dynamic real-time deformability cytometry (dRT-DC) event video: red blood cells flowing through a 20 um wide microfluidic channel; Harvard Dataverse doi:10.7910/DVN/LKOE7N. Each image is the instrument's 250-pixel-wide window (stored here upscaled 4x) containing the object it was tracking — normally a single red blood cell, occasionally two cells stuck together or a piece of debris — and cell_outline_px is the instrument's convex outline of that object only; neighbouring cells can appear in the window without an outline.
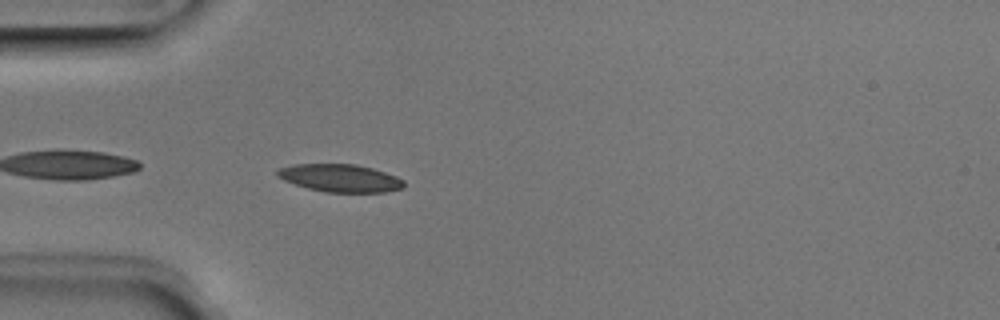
{"species": "Egyptian fruit bat (a non-hibernating species)", "species_latin": "Rousettus aegyptiacus", "temperature_condition": "room temperature", "stored_images_in_passage": 38, "camera_frame_rate_fps": 3000, "um_per_image_px": 0.085, "animal": {"sex": "male"}, "frame": {"image": 1, "passage_image": 2, "time_ms": 0.333, "image_size_px": [1000, 320], "cell_outline_px": [[404, 188], [388, 192], [324, 192], [308, 188], [284, 180], [276, 176], [276, 168], [292, 164], [356, 164], [372, 168], [396, 176], [404, 180]], "centroid_in_image_um": [28.9, 15.13], "position_along_channel_um": 56.1, "area_um2": 20.58}}
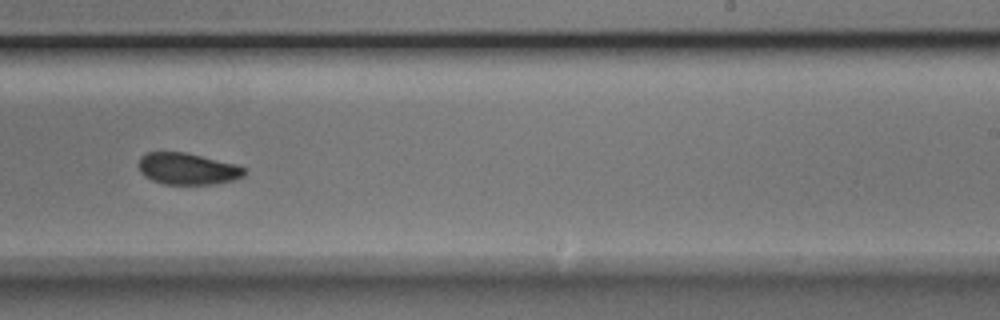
{"frame": {"image": 2, "passage_image": 19, "time_ms": 6.0, "image_size_px": [1000, 320], "cell_outline_px": [[244, 176], [232, 180], [212, 184], [164, 184], [152, 180], [144, 176], [140, 172], [136, 164], [140, 156], [148, 152], [184, 152], [236, 164], [244, 168]], "centroid_in_image_um": [15.87, 14.34], "position_along_channel_um": 273.1, "area_um2": 19.48}}
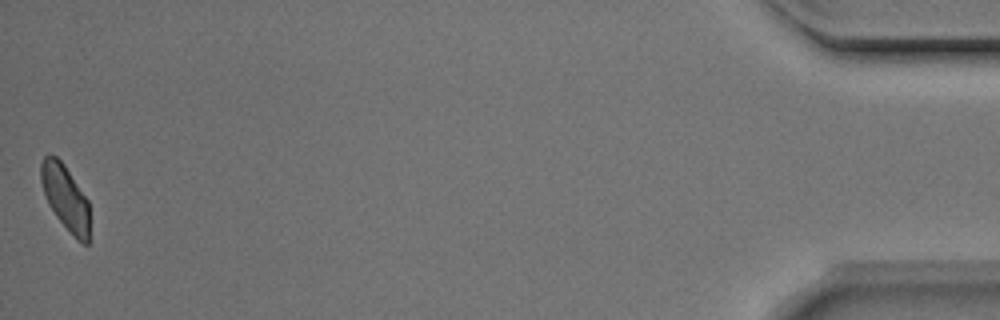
{"frame": {"image": 3, "passage_image": 38, "time_ms": 12.333, "image_size_px": [1000, 320], "cell_outline_px": [[88, 244], [84, 244], [56, 216], [48, 204], [40, 180], [40, 164], [44, 156], [48, 152], [56, 156], [64, 164], [88, 200]], "centroid_in_image_um": [5.51, 16.69], "position_along_channel_um": 429.7, "area_um2": 18.03}, "authors_computed_cell_mechanics": {"area_um2": 20.0855, "velocity_mm_per_s": 3.9488, "shape_relaxation_time_tau1_ms": 4.176, "shape_relaxation_time_tau2_ms": 5.2887, "deformation_change_tau1": 0.1182, "deformation_change_tau2": 0.0955}}